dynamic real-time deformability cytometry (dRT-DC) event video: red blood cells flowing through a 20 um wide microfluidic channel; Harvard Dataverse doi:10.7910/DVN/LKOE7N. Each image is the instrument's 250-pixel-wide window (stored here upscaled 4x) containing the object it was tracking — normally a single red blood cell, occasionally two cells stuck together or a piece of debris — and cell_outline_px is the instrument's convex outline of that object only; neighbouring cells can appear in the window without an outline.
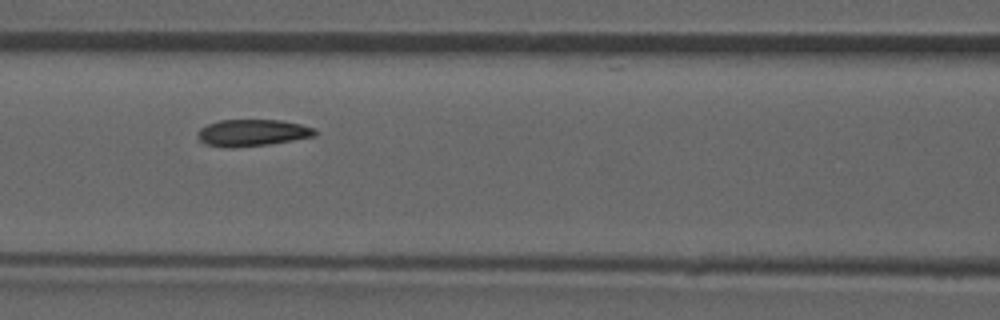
{"species": "common noctule bat (a hibernating species)", "species_latin": "Nyctalus noctula", "temperature_condition": "room temperature", "stored_images_in_passage": 52, "camera_frame_rate_fps": 3000, "um_per_image_px": 0.085, "animal": {"sex": "male", "forearm_length_mm": 52.5}, "frame": {"image": 1, "passage_image": 23, "time_ms": 7.333, "image_size_px": [1000, 320], "cell_outline_px": [[316, 136], [268, 144], [232, 148], [228, 148], [204, 144], [196, 136], [196, 132], [200, 128], [208, 124], [220, 120], [280, 120], [300, 124], [316, 128]], "centroid_in_image_um": [21.42, 11.29], "position_along_channel_um": 145.2, "area_um2": 18.38}, "authors_computed_cell_mechanics": {"area_um2": 19.8543, "velocity_mm_per_s": 3.9346, "shape_relaxation_time_tau1_ms": 1.1582, "shape_relaxation_time_tau2_ms": null, "deformation_change_tau1": 0.0497, "deformation_change_tau2": null}}